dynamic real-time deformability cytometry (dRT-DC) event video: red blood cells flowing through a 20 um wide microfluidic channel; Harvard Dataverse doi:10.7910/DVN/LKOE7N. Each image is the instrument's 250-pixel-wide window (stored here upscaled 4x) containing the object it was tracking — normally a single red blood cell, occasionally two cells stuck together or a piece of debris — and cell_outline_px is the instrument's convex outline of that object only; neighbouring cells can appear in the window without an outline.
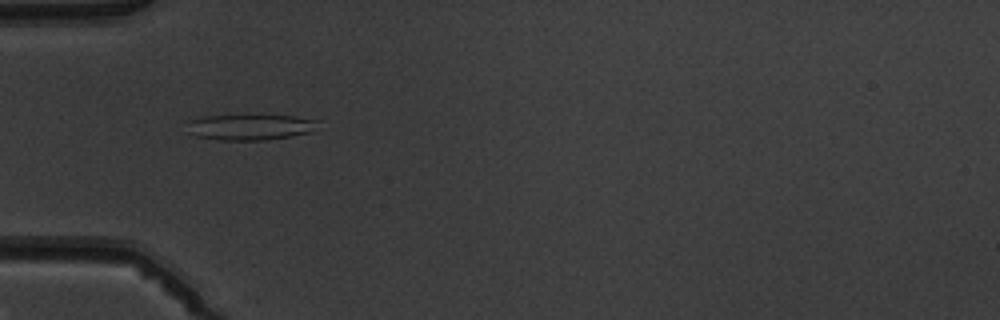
{"species": "common noctule bat (a hibernating species)", "species_latin": "Nyctalus noctula", "temperature_condition": "warm", "stored_images_in_passage": 5, "camera_frame_rate_fps": 3000, "um_per_image_px": 0.085, "animal": {"sex": "male", "body_mass_g": 19.5, "forearm_length_mm": 54.6}, "frame": {"image": 1, "passage_image": 4, "time_ms": 3.333, "image_size_px": [1000, 320], "cell_outline_px": [[320, 120], [312, 132], [292, 136], [264, 140], [220, 140], [196, 136], [188, 132], [188, 120], [204, 116], [292, 116]], "centroid_in_image_um": [21.26, 10.81], "position_along_channel_um": 63.7, "area_um2": 19.48}}